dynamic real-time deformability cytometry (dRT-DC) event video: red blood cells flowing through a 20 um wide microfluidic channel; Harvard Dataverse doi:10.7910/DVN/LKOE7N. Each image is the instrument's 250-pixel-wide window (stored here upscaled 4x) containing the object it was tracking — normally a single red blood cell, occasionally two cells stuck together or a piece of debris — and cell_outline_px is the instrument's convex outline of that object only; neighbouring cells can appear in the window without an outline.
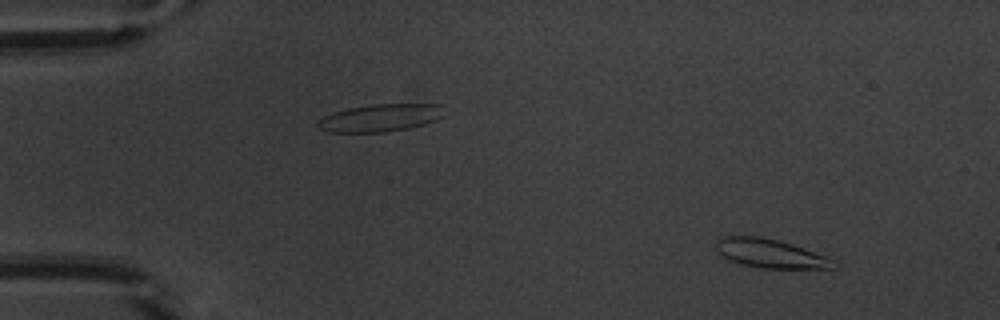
{"species": "common noctule bat (a hibernating species)", "species_latin": "Nyctalus noctula", "temperature_condition": "warm", "stored_images_in_passage": 52, "camera_frame_rate_fps": 3000, "um_per_image_px": 0.085, "animal": {"sex": "male", "body_mass_g": 20.1, "forearm_length_mm": 53.5}, "frame": {"image": 1, "passage_image": 5, "time_ms": 1.333, "image_size_px": [1000, 320], "cell_outline_px": [[840, 264], [836, 268], [760, 268], [728, 260], [716, 248], [716, 240], [720, 236], [764, 236], [780, 240], [792, 244], [824, 256]], "centroid_in_image_um": [65.46, 21.53], "position_along_channel_um": 19.5, "area_um2": 19.65}}
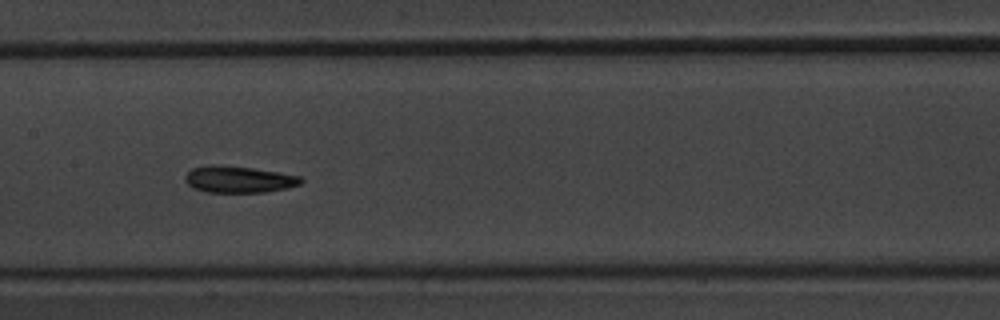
{"frame": {"image": 2, "passage_image": 26, "time_ms": 8.333, "image_size_px": [1000, 320], "cell_outline_px": [[304, 180], [300, 184], [288, 188], [264, 192], [204, 192], [192, 188], [184, 180], [184, 176], [192, 168], [252, 168], [280, 172], [300, 176]], "centroid_in_image_um": [20.36, 15.3], "position_along_channel_um": 187.0, "area_um2": 17.22}}
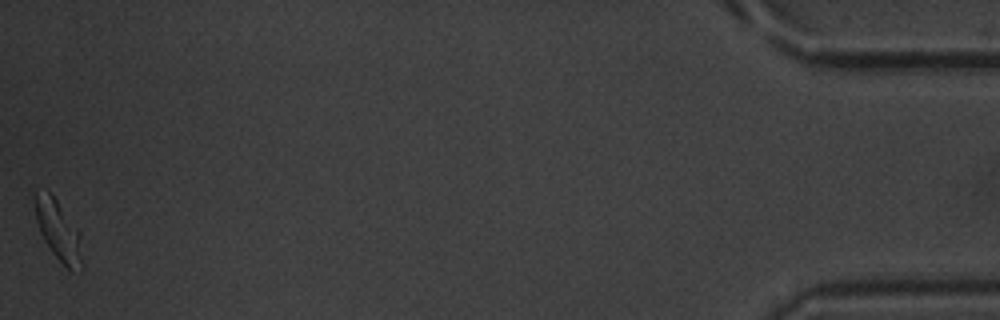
{"frame": {"image": 3, "passage_image": 52, "time_ms": 17.0, "image_size_px": [1000, 320], "cell_outline_px": [[84, 268], [80, 272], [72, 272], [52, 252], [44, 240], [40, 232], [36, 220], [32, 196], [36, 192], [48, 192], [56, 200], [80, 232]], "centroid_in_image_um": [4.98, 19.65], "position_along_channel_um": 430.2, "area_um2": 16.7}, "authors_computed_cell_mechanics": {"area_um2": 17.918, "velocity_mm_per_s": 3.8521, "shape_relaxation_time_tau1_ms": 3.1261, "shape_relaxation_time_tau2_ms": 4.0669, "deformation_change_tau1": 0.1444, "deformation_change_tau2": 0.1136}}